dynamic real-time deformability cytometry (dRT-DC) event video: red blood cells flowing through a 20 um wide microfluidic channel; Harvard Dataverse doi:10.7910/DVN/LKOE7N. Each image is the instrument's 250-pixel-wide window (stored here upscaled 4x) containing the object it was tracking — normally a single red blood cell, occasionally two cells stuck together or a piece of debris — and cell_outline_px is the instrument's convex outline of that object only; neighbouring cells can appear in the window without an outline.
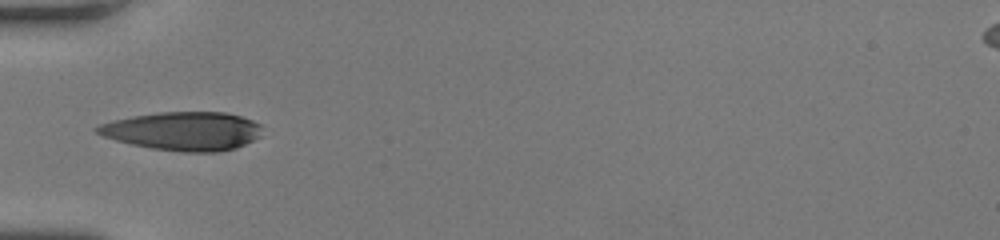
{"species": "human", "species_latin": "Homo sapiens", "temperature_condition": "room temperature", "stored_images_in_passage": 32, "camera_frame_rate_fps": 3000, "um_per_image_px": 0.085, "donor": {"sex": "female"}, "frame": {"image": 1, "passage_image": 1, "time_ms": 0.0, "image_size_px": [1000, 240], "cell_outline_px": [[260, 136], [236, 148], [220, 152], [184, 152], [152, 148], [132, 144], [116, 140], [104, 136], [96, 132], [92, 128], [100, 124], [112, 120], [132, 116], [160, 112], [224, 112], [240, 116], [252, 120], [260, 124]], "centroid_in_image_um": [15.56, 11.14], "position_along_channel_um": 69.4, "area_um2": 36.93}}
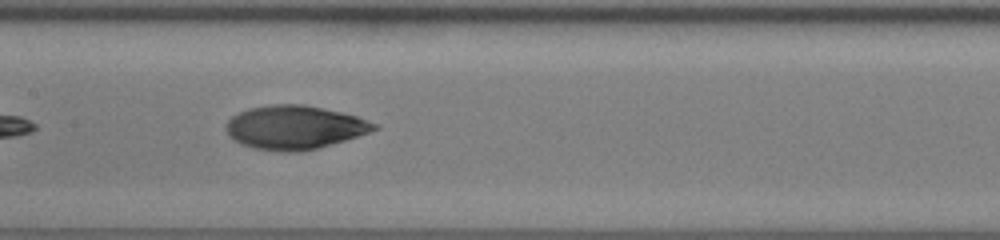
{"frame": {"image": 2, "passage_image": 9, "time_ms": 2.667, "image_size_px": [1000, 240], "cell_outline_px": [[380, 128], [344, 140], [316, 148], [296, 152], [280, 152], [256, 148], [240, 144], [228, 136], [224, 128], [224, 124], [232, 116], [248, 108], [272, 104], [300, 104], [340, 112], [356, 116], [380, 124]], "centroid_in_image_um": [24.99, 10.82], "position_along_channel_um": 182.4, "area_um2": 37.57}}
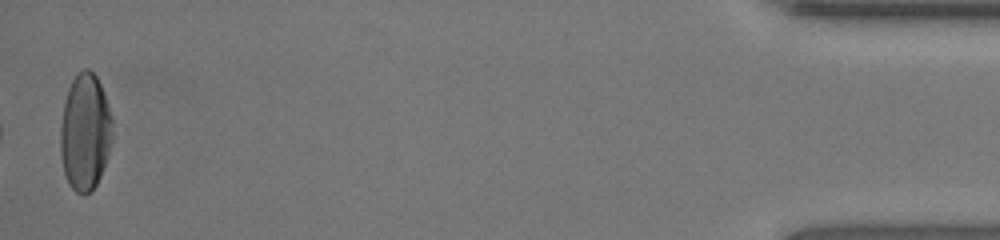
{"frame": {"image": 3, "passage_image": 32, "time_ms": 10.333, "image_size_px": [1000, 240], "cell_outline_px": [[112, 140], [100, 176], [96, 184], [84, 196], [76, 192], [68, 184], [64, 172], [60, 156], [60, 128], [64, 100], [68, 88], [72, 80], [84, 68], [88, 68], [96, 76], [100, 84], [112, 116]], "centroid_in_image_um": [7.21, 11.23], "position_along_channel_um": 428.0, "area_um2": 35.37}, "authors_computed_cell_mechanics": {"area_um2": 36.9342, "velocity_mm_per_s": 4.3085, "shape_relaxation_time_tau1_ms": 6.1905, "shape_relaxation_time_tau2_ms": 2.2465, "deformation_change_tau1": 0.2642, "deformation_change_tau2": 0.0511}}